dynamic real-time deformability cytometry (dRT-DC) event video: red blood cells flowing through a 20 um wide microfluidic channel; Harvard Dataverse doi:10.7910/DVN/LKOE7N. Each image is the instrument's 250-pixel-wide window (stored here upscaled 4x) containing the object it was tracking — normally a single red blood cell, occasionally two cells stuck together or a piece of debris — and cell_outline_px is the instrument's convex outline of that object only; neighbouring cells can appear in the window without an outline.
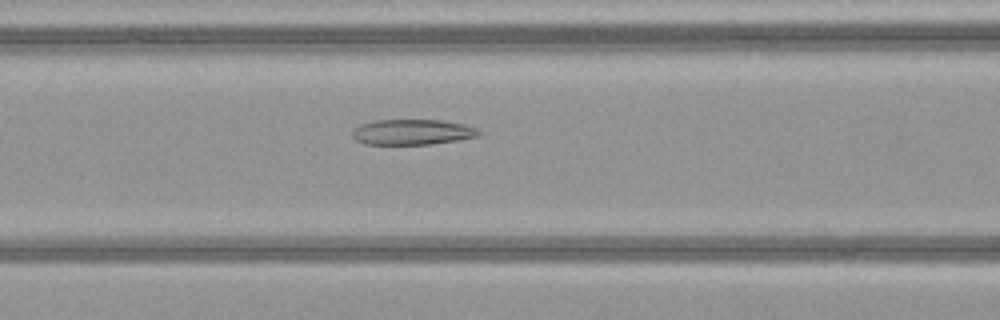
{"species": "common noctule bat (a hibernating species)", "species_latin": "Nyctalus noctula", "temperature_condition": "warm", "stored_images_in_passage": 38, "camera_frame_rate_fps": 3000, "um_per_image_px": 0.085, "animal": {"sex": "female", "body_mass_g": 21.9}, "frame": {"image": 1, "passage_image": 9, "time_ms": 2.667, "image_size_px": [1000, 320], "cell_outline_px": [[480, 136], [432, 144], [364, 144], [356, 140], [352, 136], [352, 132], [360, 124], [376, 120], [440, 120], [464, 124], [476, 128], [480, 132]], "centroid_in_image_um": [35.04, 11.22], "position_along_channel_um": 131.6, "area_um2": 18.67}}
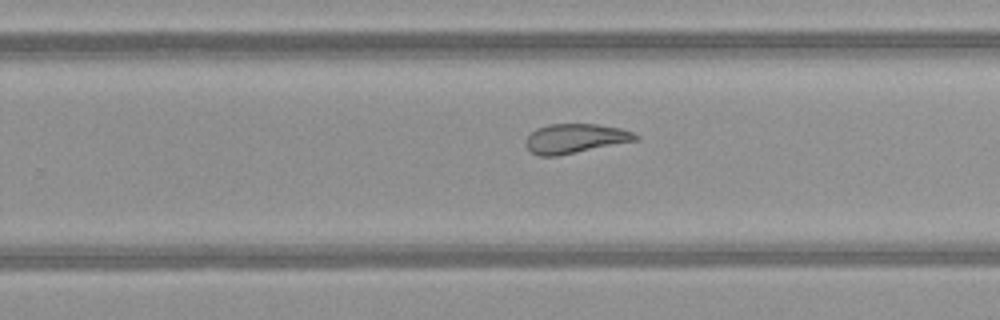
{"frame": {"image": 2, "passage_image": 20, "time_ms": 6.333, "image_size_px": [1000, 320], "cell_outline_px": [[640, 140], [556, 156], [540, 156], [532, 152], [524, 144], [524, 140], [536, 128], [548, 124], [596, 124], [620, 128], [632, 132], [640, 136]], "centroid_in_image_um": [48.9, 11.77], "position_along_channel_um": 280.9, "area_um2": 18.9}}
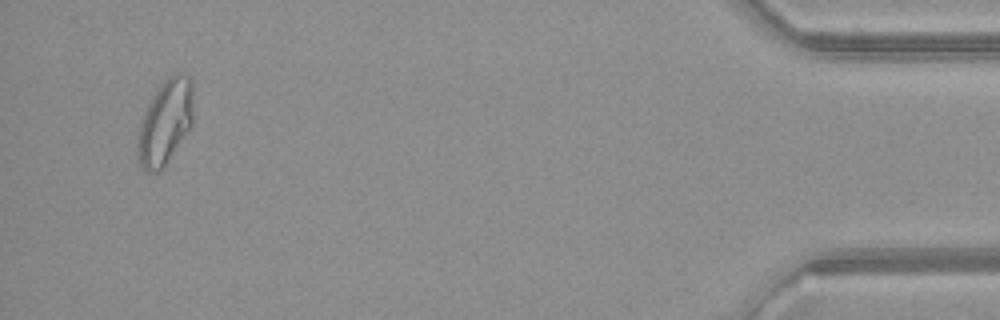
{"frame": {"image": 3, "passage_image": 36, "time_ms": 11.667, "image_size_px": [1000, 320], "cell_outline_px": [[192, 124], [168, 164], [164, 168], [156, 172], [148, 172], [140, 164], [136, 156], [136, 136], [144, 112], [152, 96], [160, 84], [168, 76], [176, 72], [188, 76], [192, 80]], "centroid_in_image_um": [14.02, 10.42], "position_along_channel_um": 421.2, "area_um2": 27.92}, "authors_computed_cell_mechanics": {"area_um2": 20.3456, "velocity_mm_per_s": 4.0776, "shape_relaxation_time_tau1_ms": null, "shape_relaxation_time_tau2_ms": 2.0143, "deformation_change_tau1": null, "deformation_change_tau2": 0.0939}}